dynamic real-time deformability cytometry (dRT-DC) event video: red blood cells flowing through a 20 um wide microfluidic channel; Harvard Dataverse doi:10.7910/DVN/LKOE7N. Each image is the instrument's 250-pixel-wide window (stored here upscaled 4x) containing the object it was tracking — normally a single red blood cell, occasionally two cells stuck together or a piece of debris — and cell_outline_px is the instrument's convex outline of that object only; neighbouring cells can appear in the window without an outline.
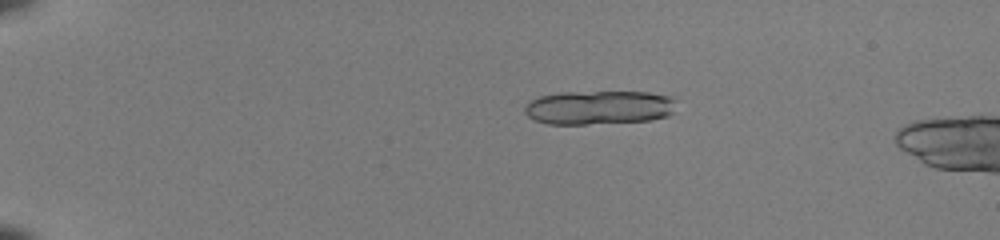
{"species": "common noctule bat (a hibernating species)", "species_latin": "Nyctalus noctula", "temperature_condition": "room temperature", "stored_images_in_passage": 17, "camera_frame_rate_fps": 3000, "um_per_image_px": 0.085, "animal": {"sex": "female", "body_mass_g": 22.0, "forearm_length_mm": 56.7}, "frame": {"image": 1, "passage_image": 12, "time_ms": 3.667, "image_size_px": [1000, 240], "cell_outline_px": [[676, 100], [672, 112], [668, 116], [652, 120], [588, 124], [548, 124], [536, 120], [528, 116], [524, 112], [524, 108], [528, 100], [540, 96], [560, 92], [648, 92], [672, 96]], "centroid_in_image_um": [50.91, 9.13], "position_along_channel_um": 34.1, "area_um2": 30.23}}